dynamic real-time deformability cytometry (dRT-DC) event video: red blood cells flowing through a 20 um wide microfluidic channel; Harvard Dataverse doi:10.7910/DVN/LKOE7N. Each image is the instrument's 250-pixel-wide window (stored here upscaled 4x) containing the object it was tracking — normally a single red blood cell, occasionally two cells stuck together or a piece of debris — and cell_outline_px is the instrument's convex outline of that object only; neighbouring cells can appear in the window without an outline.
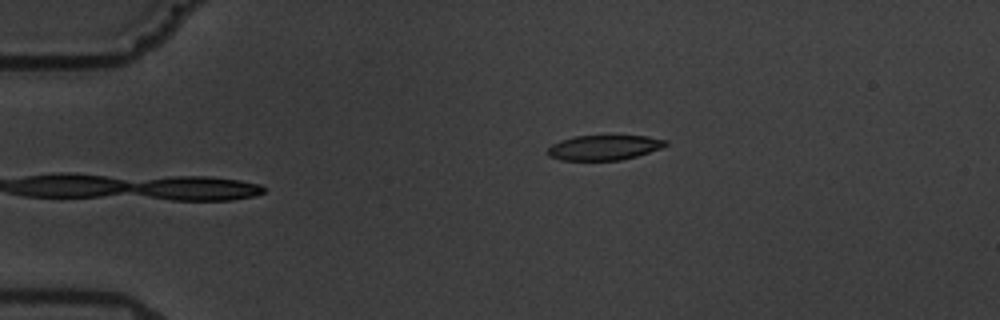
{"species": "common noctule bat (a hibernating species)", "species_latin": "Nyctalus noctula", "temperature_condition": "warm", "stored_images_in_passage": 4, "camera_frame_rate_fps": 3000, "um_per_image_px": 0.085, "animal": {"sex": "male", "body_mass_g": 19.5, "forearm_length_mm": 54.6}, "frame": {"image": 1, "passage_image": 4, "time_ms": 4.333, "image_size_px": [1000, 320], "cell_outline_px": [[668, 144], [660, 148], [636, 156], [620, 160], [560, 160], [548, 156], [548, 148], [552, 144], [560, 140], [572, 136], [648, 136], [668, 140]], "centroid_in_image_um": [51.32, 12.54], "position_along_channel_um": 33.7, "area_um2": 17.11}}